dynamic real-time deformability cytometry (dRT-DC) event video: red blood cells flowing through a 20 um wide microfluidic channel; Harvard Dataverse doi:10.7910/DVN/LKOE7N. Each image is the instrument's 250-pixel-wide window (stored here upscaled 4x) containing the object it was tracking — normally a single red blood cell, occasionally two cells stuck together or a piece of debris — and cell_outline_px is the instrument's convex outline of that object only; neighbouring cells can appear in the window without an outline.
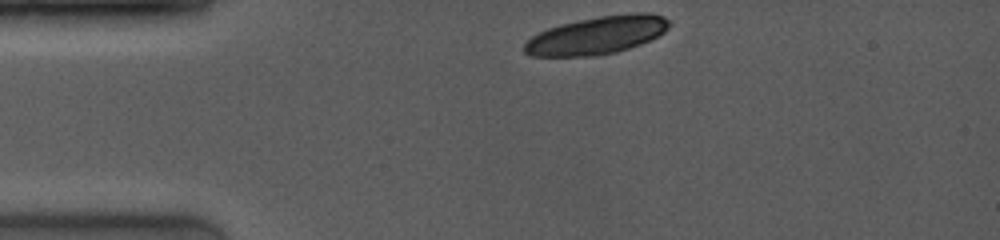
{"species": "common noctule bat (a hibernating species)", "species_latin": "Nyctalus noctula", "temperature_condition": "room temperature", "stored_images_in_passage": 2, "camera_frame_rate_fps": 4000, "um_per_image_px": 0.085, "animal": {"sex": "female", "body_mass_g": 19.0, "forearm_length_mm": 53.3}, "frame": {"image": 1, "passage_image": 1, "time_ms": 0.0, "image_size_px": [1000, 240], "cell_outline_px": [[672, 24], [664, 32], [640, 44], [616, 52], [596, 56], [528, 56], [524, 52], [524, 44], [532, 36], [548, 28], [560, 24], [600, 16], [636, 12], [648, 12], [664, 16]], "centroid_in_image_um": [50.75, 2.99], "position_along_channel_um": 34.3, "area_um2": 31.91}}